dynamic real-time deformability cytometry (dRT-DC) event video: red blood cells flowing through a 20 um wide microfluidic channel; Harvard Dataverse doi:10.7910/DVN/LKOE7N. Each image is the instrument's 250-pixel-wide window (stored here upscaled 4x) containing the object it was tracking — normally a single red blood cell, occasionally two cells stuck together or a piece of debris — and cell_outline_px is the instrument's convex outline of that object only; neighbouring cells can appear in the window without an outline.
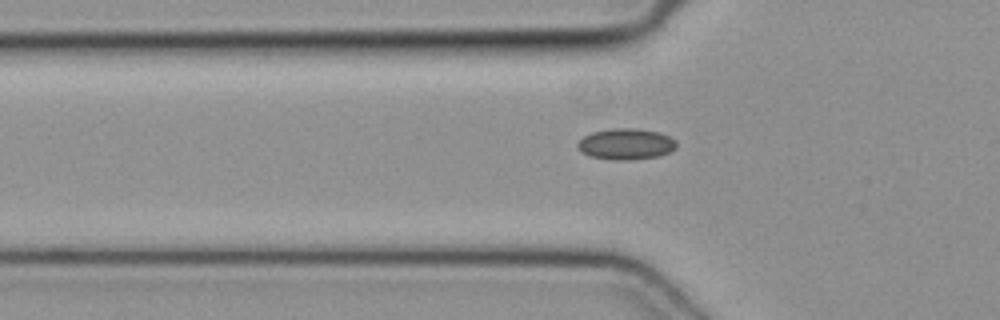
{"species": "common noctule bat (a hibernating species)", "species_latin": "Nyctalus noctula", "temperature_condition": "cold", "stored_images_in_passage": 30, "camera_frame_rate_fps": 3000, "um_per_image_px": 0.085, "animal": {"sex": "female", "body_mass_g": 19.3, "forearm_length_mm": 54.1}, "frame": {"image": 1, "passage_image": 3, "time_ms": 0.667, "image_size_px": [1000, 320], "cell_outline_px": [[676, 148], [668, 152], [656, 156], [628, 160], [616, 160], [592, 156], [584, 152], [576, 144], [584, 136], [592, 132], [612, 128], [636, 128], [656, 132], [668, 136], [676, 140]], "centroid_in_image_um": [53.22, 12.23], "position_along_channel_um": 72.6, "area_um2": 17.51}}
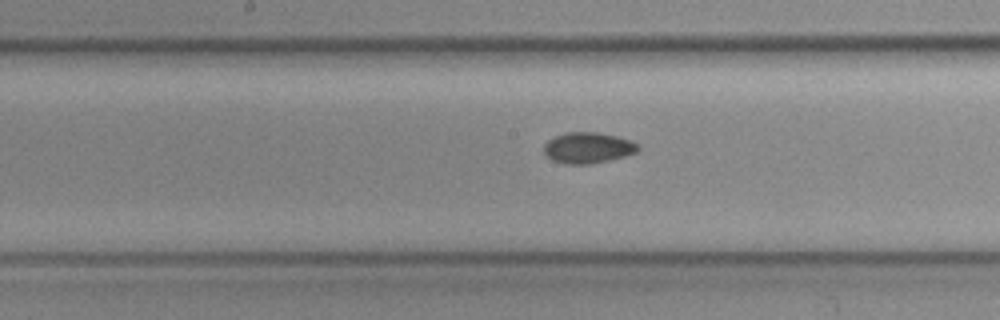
{"frame": {"image": 2, "passage_image": 12, "time_ms": 3.667, "image_size_px": [1000, 320], "cell_outline_px": [[640, 148], [636, 152], [624, 156], [608, 160], [588, 164], [568, 164], [552, 160], [544, 152], [544, 144], [548, 140], [564, 132], [596, 132], [616, 136], [628, 140], [636, 144]], "centroid_in_image_um": [49.94, 12.56], "position_along_channel_um": 198.3, "area_um2": 16.7}}
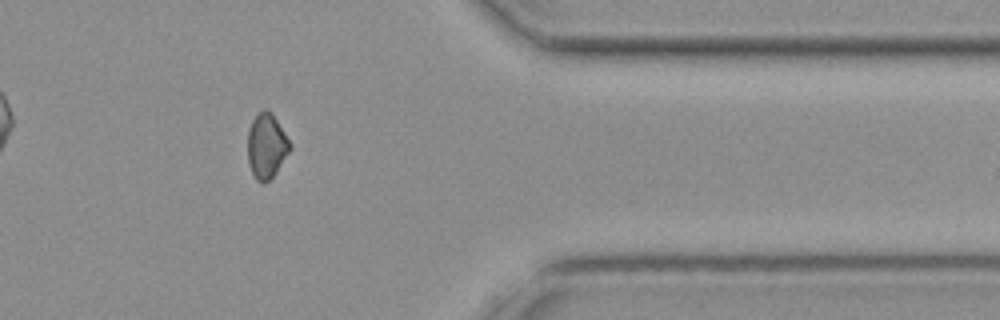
{"frame": {"image": 3, "passage_image": 27, "time_ms": 8.667, "image_size_px": [1000, 320], "cell_outline_px": [[292, 148], [276, 172], [264, 184], [260, 184], [256, 180], [248, 164], [248, 128], [252, 120], [264, 108], [268, 108], [272, 112], [292, 144]], "centroid_in_image_um": [22.66, 12.4], "position_along_channel_um": 388.7, "area_um2": 16.18}}